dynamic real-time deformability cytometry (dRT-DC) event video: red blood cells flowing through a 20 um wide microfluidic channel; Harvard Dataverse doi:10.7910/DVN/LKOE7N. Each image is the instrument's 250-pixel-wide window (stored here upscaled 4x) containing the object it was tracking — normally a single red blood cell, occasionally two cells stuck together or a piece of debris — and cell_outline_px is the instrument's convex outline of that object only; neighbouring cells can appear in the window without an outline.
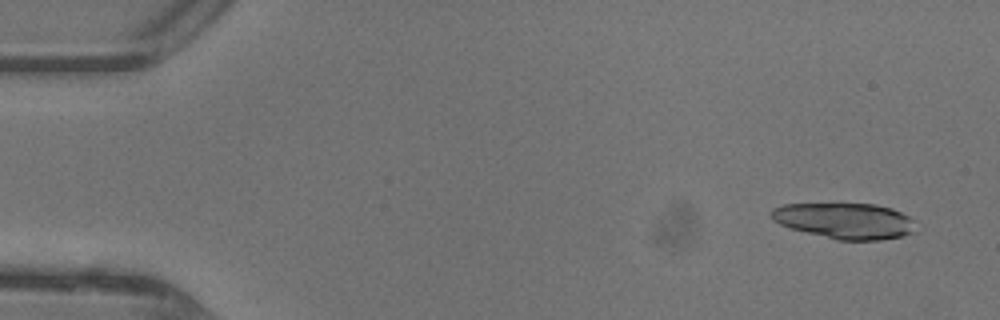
{"species": "common noctule bat (a hibernating species)", "species_latin": "Nyctalus noctula", "temperature_condition": "warm", "stored_images_in_passage": 6, "camera_frame_rate_fps": 3000, "um_per_image_px": 0.085, "animal": {"sex": "female"}, "frame": {"image": 1, "passage_image": 3, "time_ms": 0.667, "image_size_px": [1000, 320], "cell_outline_px": [[920, 232], [904, 236], [880, 240], [840, 240], [792, 228], [780, 224], [772, 220], [768, 216], [768, 212], [772, 208], [784, 204], [876, 204], [892, 208], [908, 216], [912, 220]], "centroid_in_image_um": [71.85, 18.77], "position_along_channel_um": 13.1, "area_um2": 30.35}}